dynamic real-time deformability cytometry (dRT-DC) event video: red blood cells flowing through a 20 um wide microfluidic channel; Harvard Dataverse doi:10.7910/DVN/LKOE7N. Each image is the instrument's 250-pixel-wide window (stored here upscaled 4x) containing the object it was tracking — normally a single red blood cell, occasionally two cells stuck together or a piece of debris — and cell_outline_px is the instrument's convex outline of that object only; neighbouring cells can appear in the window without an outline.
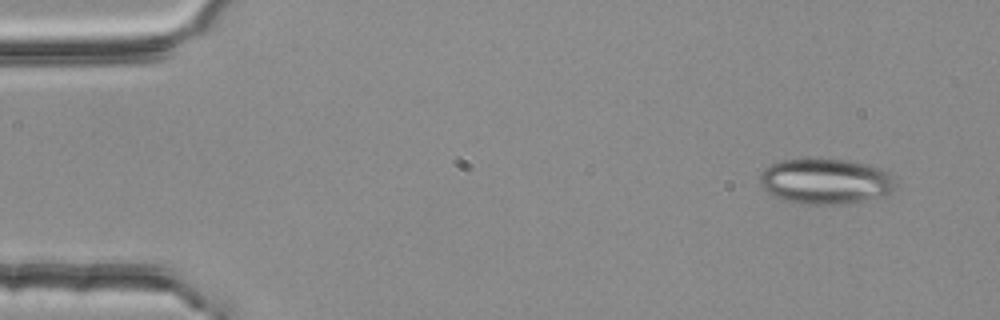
{"species": "common noctule bat (a hibernating species)", "species_latin": "Nyctalus noctula", "temperature_condition": "room temperature", "stored_images_in_passage": 3, "camera_frame_rate_fps": 3000, "um_per_image_px": 0.085, "animal": {"sex": "female", "body_mass_g": 25.1}, "frame": {"image": 1, "passage_image": 1, "time_ms": 0.0, "image_size_px": [1000, 320], "cell_outline_px": [[896, 184], [888, 192], [880, 196], [848, 204], [800, 204], [784, 200], [772, 196], [760, 184], [760, 176], [764, 168], [772, 164], [784, 160], [804, 156], [848, 160], [880, 168], [888, 172], [892, 176]], "centroid_in_image_um": [70.11, 15.38], "position_along_channel_um": 14.9, "area_um2": 36.41}}